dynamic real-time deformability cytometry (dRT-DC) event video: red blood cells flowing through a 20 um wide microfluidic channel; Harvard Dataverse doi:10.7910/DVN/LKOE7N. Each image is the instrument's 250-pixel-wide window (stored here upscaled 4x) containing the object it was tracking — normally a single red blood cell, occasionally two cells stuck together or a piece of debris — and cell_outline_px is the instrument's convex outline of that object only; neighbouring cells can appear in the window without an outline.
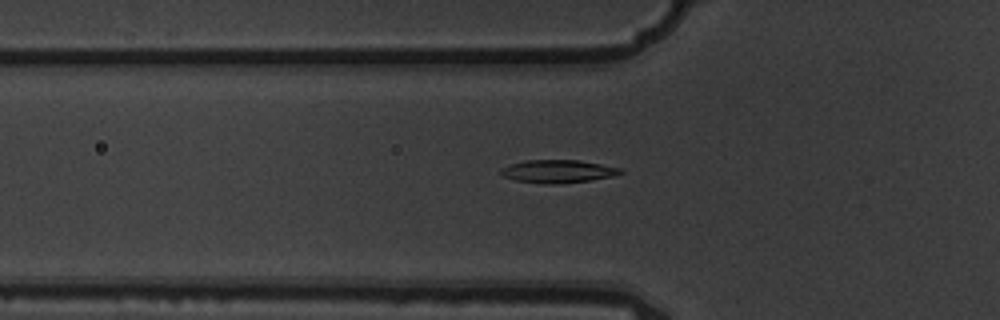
{"species": "common noctule bat (a hibernating species)", "species_latin": "Nyctalus noctula", "temperature_condition": "warm", "stored_images_in_passage": 5, "camera_frame_rate_fps": 3000, "um_per_image_px": 0.085, "animal": {"sex": "male", "body_mass_g": 19.5, "forearm_length_mm": 54.6}, "frame": {"image": 1, "passage_image": 5, "time_ms": 1.333, "image_size_px": [1000, 320], "cell_outline_px": [[624, 172], [612, 176], [592, 180], [556, 184], [544, 184], [516, 180], [504, 176], [500, 172], [500, 168], [508, 164], [524, 160], [580, 160], [620, 168]], "centroid_in_image_um": [47.39, 14.56], "position_along_channel_um": 78.4, "area_um2": 16.01}}